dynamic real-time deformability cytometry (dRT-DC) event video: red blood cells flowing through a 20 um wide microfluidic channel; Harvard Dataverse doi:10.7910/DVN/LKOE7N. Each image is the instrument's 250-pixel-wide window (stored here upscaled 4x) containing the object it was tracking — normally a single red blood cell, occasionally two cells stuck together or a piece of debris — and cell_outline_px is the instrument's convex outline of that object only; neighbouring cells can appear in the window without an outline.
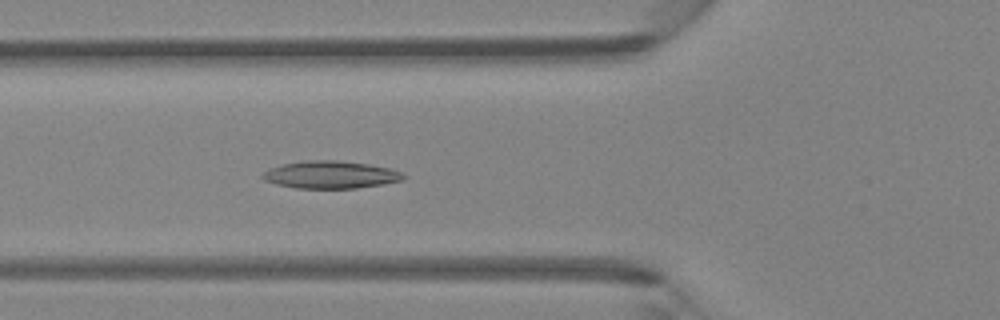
{"species": "Egyptian fruit bat (a non-hibernating species)", "species_latin": "Rousettus aegyptiacus", "temperature_condition": "room temperature", "stored_images_in_passage": 36, "camera_frame_rate_fps": 3000, "um_per_image_px": 0.085, "animal": {"sex": "female"}, "frame": {"image": 1, "passage_image": 9, "time_ms": 2.667, "image_size_px": [1000, 320], "cell_outline_px": [[408, 176], [404, 180], [384, 184], [356, 188], [296, 188], [276, 184], [264, 180], [260, 176], [268, 168], [284, 164], [304, 160], [336, 160], [368, 164], [388, 168], [400, 172]], "centroid_in_image_um": [28.1, 14.85], "position_along_channel_um": 97.7, "area_um2": 22.6}}
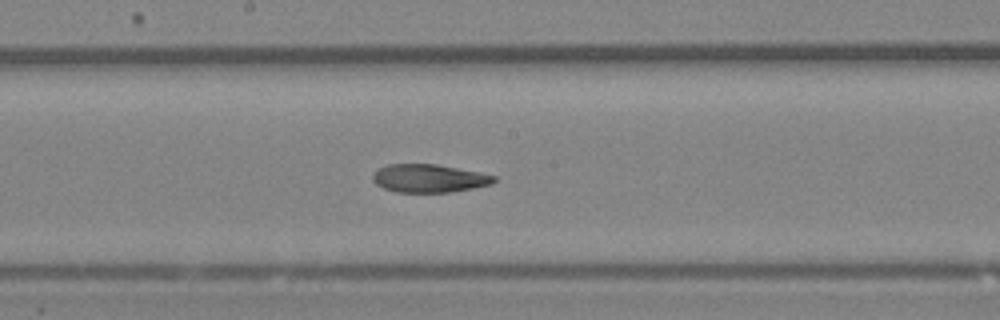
{"frame": {"image": 2, "passage_image": 17, "time_ms": 5.333, "image_size_px": [1000, 320], "cell_outline_px": [[496, 180], [492, 184], [472, 188], [448, 192], [396, 192], [384, 188], [376, 184], [372, 180], [372, 172], [388, 164], [436, 164], [480, 172], [496, 176]], "centroid_in_image_um": [36.45, 15.15], "position_along_channel_um": 211.7, "area_um2": 19.88}}
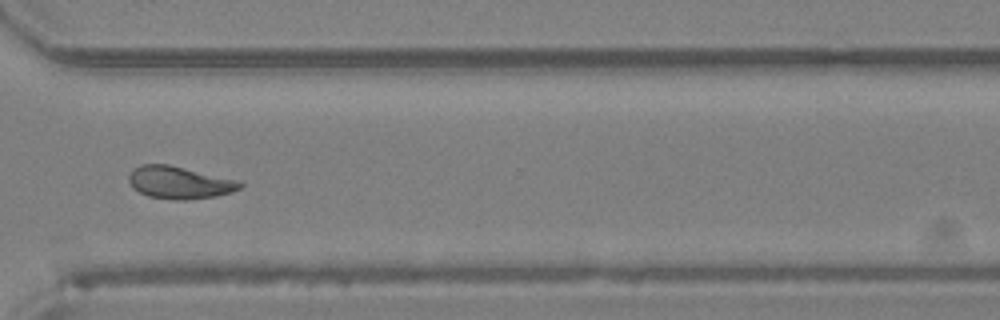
{"frame": {"image": 3, "passage_image": 27, "time_ms": 8.667, "image_size_px": [1000, 320], "cell_outline_px": [[244, 184], [240, 188], [232, 192], [216, 196], [188, 200], [172, 200], [148, 196], [132, 188], [128, 180], [128, 176], [132, 168], [140, 164], [168, 164], [244, 180]], "centroid_in_image_um": [15.29, 15.5], "position_along_channel_um": 355.3, "area_um2": 21.62}, "authors_computed_cell_mechanics": {"area_um2": 20.4901, "velocity_mm_per_s": 4.2852, "shape_relaxation_time_tau1_ms": null, "shape_relaxation_time_tau2_ms": 3.9152, "deformation_change_tau1": null, "deformation_change_tau2": 0.0921}}